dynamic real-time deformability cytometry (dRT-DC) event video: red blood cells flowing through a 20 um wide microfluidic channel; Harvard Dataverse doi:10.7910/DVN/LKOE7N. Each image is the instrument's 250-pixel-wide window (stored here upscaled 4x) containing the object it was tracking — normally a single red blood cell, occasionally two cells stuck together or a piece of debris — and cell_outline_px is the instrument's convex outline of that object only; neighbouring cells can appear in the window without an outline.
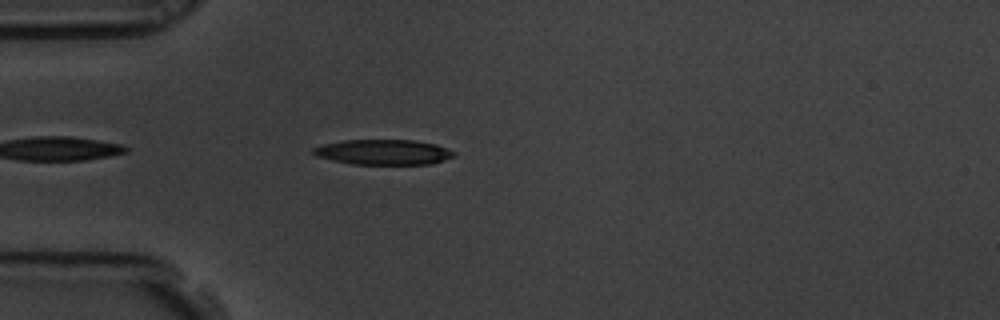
{"species": "common noctule bat (a hibernating species)", "species_latin": "Nyctalus noctula", "temperature_condition": "room temperature", "stored_images_in_passage": 2, "camera_frame_rate_fps": 3000, "um_per_image_px": 0.085, "animal": {"sex": "male", "body_mass_g": 19.5, "forearm_length_mm": 54.6}, "frame": {"image": 1, "passage_image": 1, "time_ms": 0.0, "image_size_px": [1000, 320], "cell_outline_px": [[456, 156], [432, 164], [352, 164], [332, 160], [316, 156], [312, 152], [312, 148], [324, 144], [344, 140], [412, 140], [436, 144], [456, 152]], "centroid_in_image_um": [32.61, 12.93], "position_along_channel_um": 52.4, "area_um2": 20.69}}